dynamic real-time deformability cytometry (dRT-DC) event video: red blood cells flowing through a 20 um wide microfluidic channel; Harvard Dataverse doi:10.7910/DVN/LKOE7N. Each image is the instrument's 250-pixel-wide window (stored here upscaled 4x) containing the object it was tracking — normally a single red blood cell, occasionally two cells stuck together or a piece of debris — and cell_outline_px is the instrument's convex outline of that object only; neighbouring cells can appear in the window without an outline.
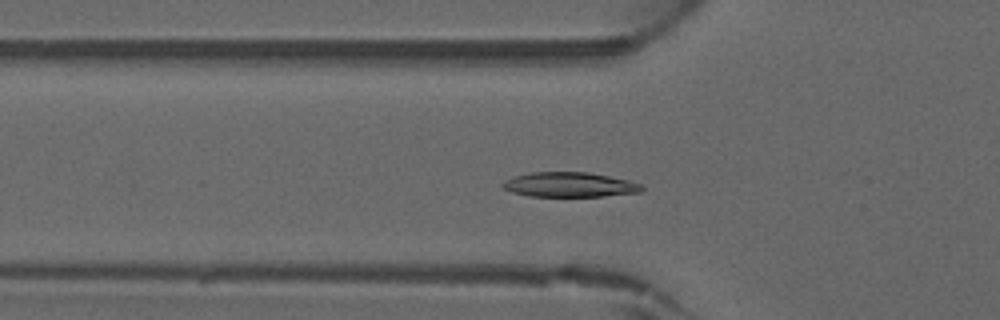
{"species": "common noctule bat (a hibernating species)", "species_latin": "Nyctalus noctula", "temperature_condition": "warm", "stored_images_in_passage": 43, "camera_frame_rate_fps": 3000, "um_per_image_px": 0.085, "animal": {"sex": "male", "forearm_length_mm": 52.5}, "frame": {"image": 1, "passage_image": 13, "time_ms": 4.0, "image_size_px": [1000, 320], "cell_outline_px": [[644, 188], [640, 192], [604, 196], [528, 196], [512, 192], [504, 188], [500, 184], [504, 180], [512, 176], [532, 172], [588, 172], [628, 180], [640, 184]], "centroid_in_image_um": [48.37, 15.69], "position_along_channel_um": 77.4, "area_um2": 20.06}}
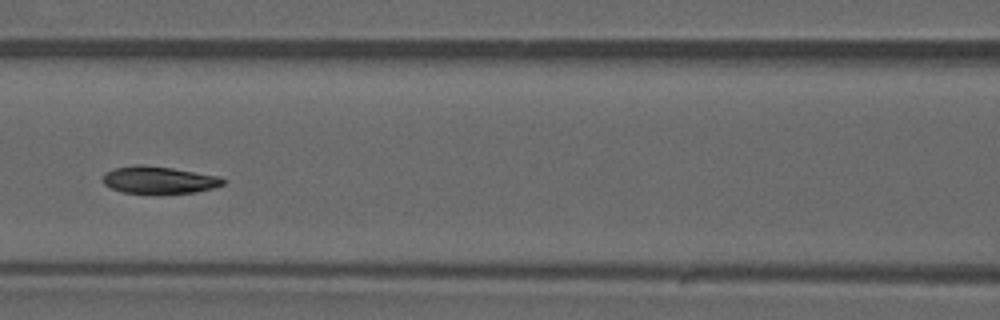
{"frame": {"image": 2, "passage_image": 18, "time_ms": 5.667, "image_size_px": [1000, 320], "cell_outline_px": [[224, 184], [212, 188], [196, 192], [124, 192], [112, 188], [104, 184], [104, 172], [116, 168], [136, 164], [140, 164], [172, 168], [220, 176], [224, 180]], "centroid_in_image_um": [13.52, 15.27], "position_along_channel_um": 153.1, "area_um2": 18.55}}
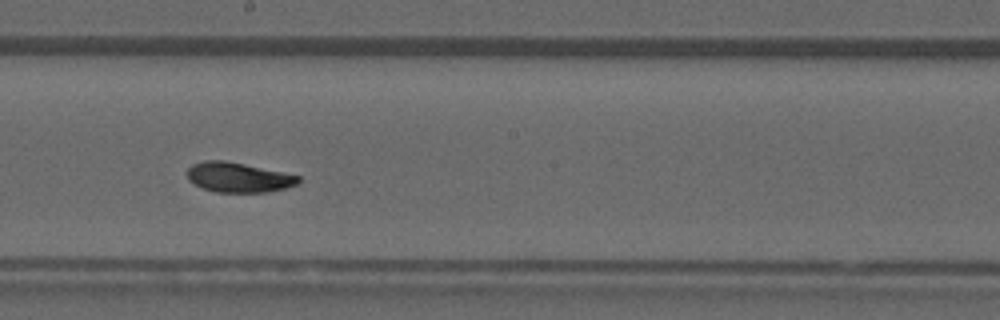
{"frame": {"image": 3, "passage_image": 23, "time_ms": 7.333, "image_size_px": [1000, 320], "cell_outline_px": [[300, 180], [296, 184], [284, 188], [268, 192], [216, 192], [204, 188], [188, 180], [188, 168], [192, 164], [204, 160], [224, 160], [244, 164], [300, 176]], "centroid_in_image_um": [20.24, 15.07], "position_along_channel_um": 228.0, "area_um2": 19.07}}